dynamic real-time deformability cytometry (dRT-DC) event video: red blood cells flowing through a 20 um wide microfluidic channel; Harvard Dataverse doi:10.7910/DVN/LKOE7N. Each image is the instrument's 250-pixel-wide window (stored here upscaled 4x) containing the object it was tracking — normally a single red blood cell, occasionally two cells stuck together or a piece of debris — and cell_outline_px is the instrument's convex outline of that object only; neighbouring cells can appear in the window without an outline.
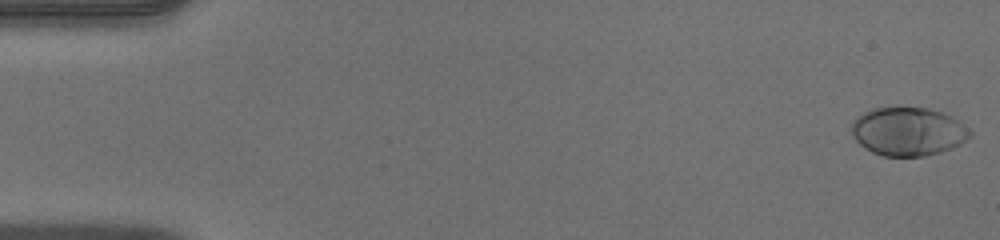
{"species": "human", "species_latin": "Homo sapiens", "temperature_condition": "warm", "stored_images_in_passage": 50, "camera_frame_rate_fps": 3000, "um_per_image_px": 0.085, "donor": {"sex": "male"}, "frame": {"image": 1, "passage_image": 1, "time_ms": 0.0, "image_size_px": [1000, 240], "cell_outline_px": [[972, 136], [960, 144], [952, 148], [940, 152], [924, 156], [884, 156], [872, 152], [864, 148], [852, 136], [852, 120], [856, 116], [872, 108], [900, 104], [928, 108], [952, 116], [968, 128], [972, 132]], "centroid_in_image_um": [77.16, 11.13], "position_along_channel_um": 7.8, "area_um2": 34.28}}
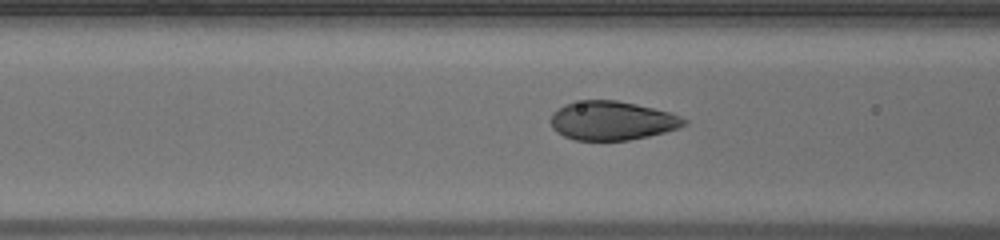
{"frame": {"image": 2, "passage_image": 20, "time_ms": 6.333, "image_size_px": [1000, 240], "cell_outline_px": [[688, 124], [680, 128], [648, 136], [628, 140], [576, 140], [564, 136], [556, 132], [552, 128], [548, 120], [552, 112], [564, 104], [584, 100], [616, 100], [636, 104], [672, 112], [688, 120]], "centroid_in_image_um": [52.02, 10.25], "position_along_channel_um": 114.6, "area_um2": 30.58}}
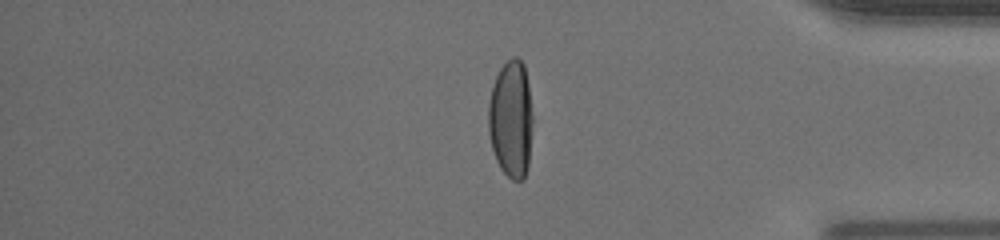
{"frame": {"image": 3, "passage_image": 42, "time_ms": 13.667, "image_size_px": [1000, 240], "cell_outline_px": [[532, 124], [528, 168], [524, 180], [512, 180], [500, 168], [496, 160], [492, 148], [488, 132], [488, 104], [492, 88], [496, 76], [500, 68], [512, 56], [516, 56], [524, 64], [528, 84], [532, 116]], "centroid_in_image_um": [43.43, 10.14], "position_along_channel_um": 391.8, "area_um2": 30.46}, "authors_computed_cell_mechanics": {"area_um2": 31.9634, "velocity_mm_per_s": 4.0944, "shape_relaxation_time_tau1_ms": 3.999, "shape_relaxation_time_tau2_ms": null, "deformation_change_tau1": 0.2375, "deformation_change_tau2": null}}